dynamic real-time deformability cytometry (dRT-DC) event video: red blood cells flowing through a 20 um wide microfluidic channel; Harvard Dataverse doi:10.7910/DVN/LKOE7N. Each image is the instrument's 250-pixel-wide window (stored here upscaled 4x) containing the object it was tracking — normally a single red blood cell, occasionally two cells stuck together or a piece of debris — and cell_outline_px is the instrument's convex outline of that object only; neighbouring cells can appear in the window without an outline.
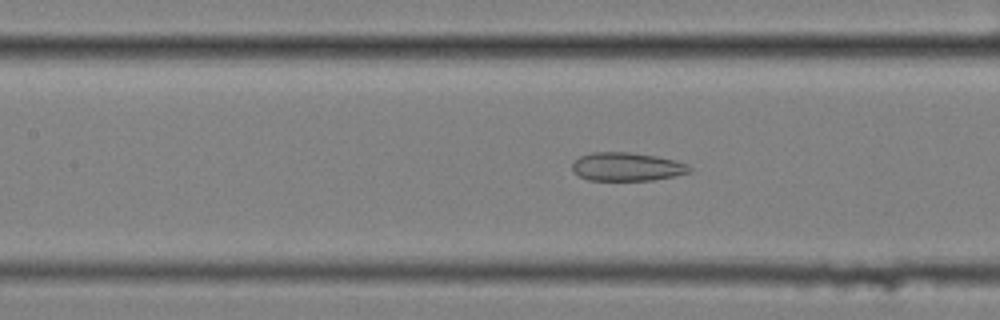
{"species": "common noctule bat (a hibernating species)", "species_latin": "Nyctalus noctula", "temperature_condition": "cold", "stored_images_in_passage": 56, "camera_frame_rate_fps": 3000, "um_per_image_px": 0.085, "animal": {"sex": "female", "body_mass_g": 25.1}, "frame": {"image": 1, "passage_image": 24, "time_ms": 7.667, "image_size_px": [1000, 320], "cell_outline_px": [[692, 172], [652, 180], [588, 180], [572, 172], [572, 164], [580, 156], [592, 152], [628, 152], [656, 156], [676, 160], [688, 164], [692, 168]], "centroid_in_image_um": [53.29, 14.17], "position_along_channel_um": 154.1, "area_um2": 19.48}}
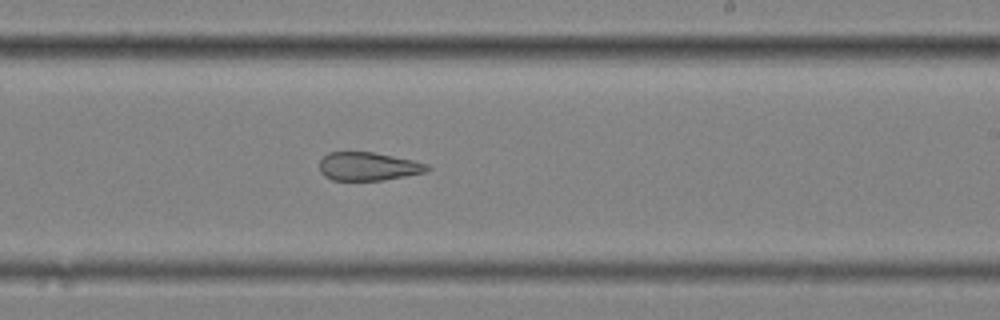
{"frame": {"image": 2, "passage_image": 33, "time_ms": 10.667, "image_size_px": [1000, 320], "cell_outline_px": [[432, 168], [428, 172], [384, 180], [332, 180], [324, 176], [320, 172], [320, 160], [328, 152], [372, 152], [412, 160], [428, 164]], "centroid_in_image_um": [31.32, 14.15], "position_along_channel_um": 257.7, "area_um2": 17.86}}
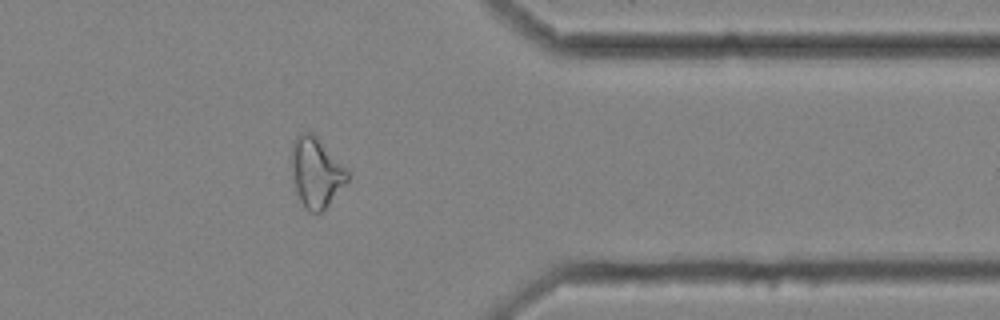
{"frame": {"image": 3, "passage_image": 45, "time_ms": 14.667, "image_size_px": [1000, 320], "cell_outline_px": [[348, 180], [328, 204], [316, 216], [308, 212], [300, 200], [296, 192], [292, 176], [288, 156], [292, 144], [296, 136], [300, 132], [312, 132], [348, 168]], "centroid_in_image_um": [26.82, 14.63], "position_along_channel_um": 384.6, "area_um2": 23.29}, "authors_computed_cell_mechanics": {"area_um2": 23.987, "velocity_mm_per_s": 3.4639, "shape_relaxation_time_tau1_ms": null, "shape_relaxation_time_tau2_ms": 2.7172, "deformation_change_tau1": null, "deformation_change_tau2": 0.1237}}